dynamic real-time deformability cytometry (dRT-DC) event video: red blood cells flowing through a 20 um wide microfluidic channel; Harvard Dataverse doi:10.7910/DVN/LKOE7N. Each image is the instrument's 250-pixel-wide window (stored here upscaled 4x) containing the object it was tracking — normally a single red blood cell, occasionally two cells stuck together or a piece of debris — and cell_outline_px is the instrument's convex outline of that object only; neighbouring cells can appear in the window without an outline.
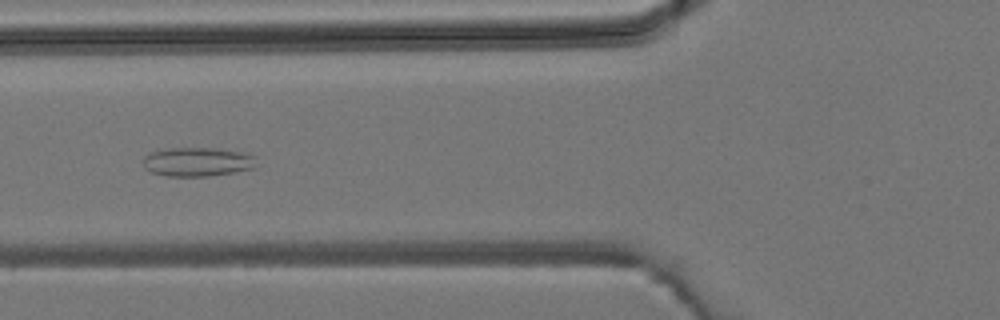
{"species": "common noctule bat (a hibernating species)", "species_latin": "Nyctalus noctula", "temperature_condition": "room temperature", "stored_images_in_passage": 5, "camera_frame_rate_fps": 3000, "um_per_image_px": 0.085, "animal": {"sex": "male", "body_mass_g": 19.2, "forearm_length_mm": 51.8}, "frame": {"image": 1, "passage_image": 4, "time_ms": 3.667, "image_size_px": [1000, 320], "cell_outline_px": [[252, 168], [236, 172], [208, 176], [164, 176], [152, 172], [144, 168], [144, 156], [152, 152], [164, 148], [216, 148], [244, 152], [252, 156]], "centroid_in_image_um": [16.71, 13.75], "position_along_channel_um": 109.1, "area_um2": 18.96}}